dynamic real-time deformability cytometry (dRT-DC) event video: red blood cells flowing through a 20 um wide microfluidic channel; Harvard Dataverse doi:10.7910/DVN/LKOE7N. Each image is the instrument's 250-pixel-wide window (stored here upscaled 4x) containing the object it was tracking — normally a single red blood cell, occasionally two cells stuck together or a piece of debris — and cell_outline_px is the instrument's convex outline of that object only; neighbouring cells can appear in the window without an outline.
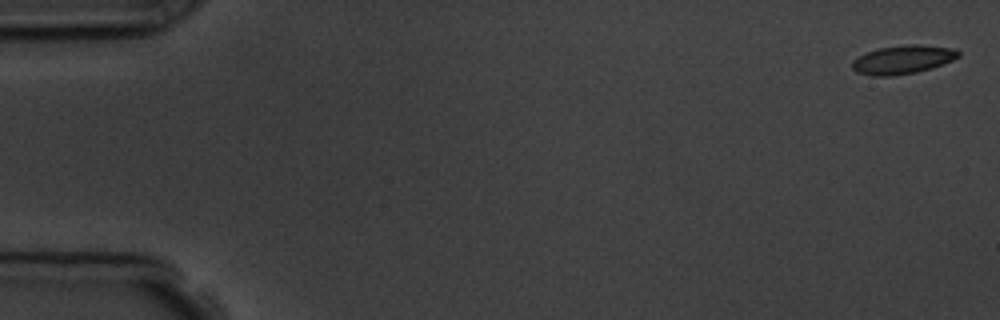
{"species": "common noctule bat (a hibernating species)", "species_latin": "Nyctalus noctula", "temperature_condition": "room temperature", "stored_images_in_passage": 6, "camera_frame_rate_fps": 3000, "um_per_image_px": 0.085, "animal": {"sex": "male", "body_mass_g": 19.5, "forearm_length_mm": 54.6}, "frame": {"image": 1, "passage_image": 1, "time_ms": 0.0, "image_size_px": [1000, 320], "cell_outline_px": [[960, 56], [952, 60], [932, 68], [916, 72], [888, 76], [872, 76], [856, 72], [852, 68], [852, 60], [868, 52], [880, 48], [912, 44], [920, 44], [952, 48], [960, 52]], "centroid_in_image_um": [76.74, 5.07], "position_along_channel_um": 8.3, "area_um2": 17.51}}
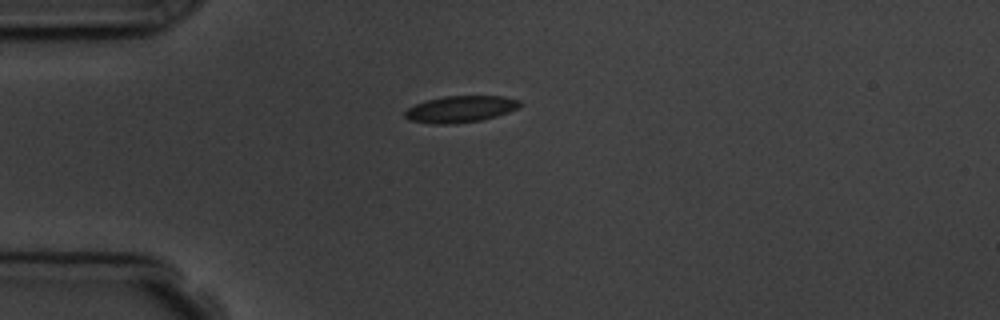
{"frame": {"image": 2, "passage_image": 4, "time_ms": 4.333, "image_size_px": [1000, 320], "cell_outline_px": [[520, 104], [516, 108], [508, 112], [496, 116], [480, 120], [448, 124], [432, 124], [408, 120], [404, 116], [404, 112], [408, 108], [416, 104], [428, 100], [444, 96], [504, 96], [520, 100]], "centroid_in_image_um": [39.11, 9.27], "position_along_channel_um": 45.9, "area_um2": 17.63}}
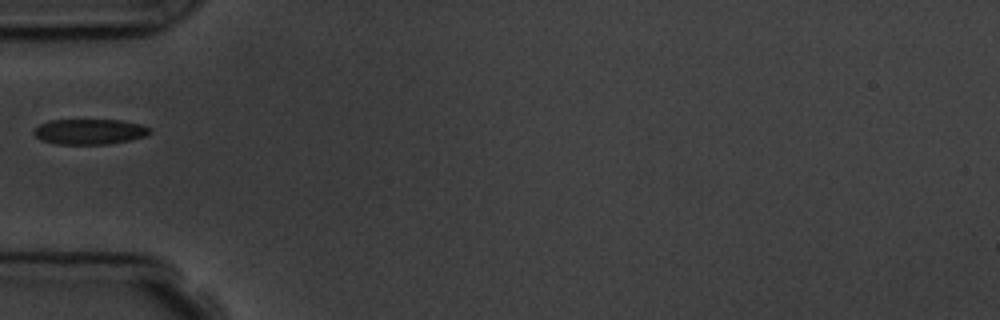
{"frame": {"image": 3, "passage_image": 5, "time_ms": 5.667, "image_size_px": [1000, 320], "cell_outline_px": [[152, 132], [144, 136], [128, 140], [108, 144], [56, 144], [40, 140], [32, 132], [40, 124], [48, 120], [124, 120], [140, 124], [152, 128]], "centroid_in_image_um": [7.62, 11.18], "position_along_channel_um": 77.4, "area_um2": 17.22}}